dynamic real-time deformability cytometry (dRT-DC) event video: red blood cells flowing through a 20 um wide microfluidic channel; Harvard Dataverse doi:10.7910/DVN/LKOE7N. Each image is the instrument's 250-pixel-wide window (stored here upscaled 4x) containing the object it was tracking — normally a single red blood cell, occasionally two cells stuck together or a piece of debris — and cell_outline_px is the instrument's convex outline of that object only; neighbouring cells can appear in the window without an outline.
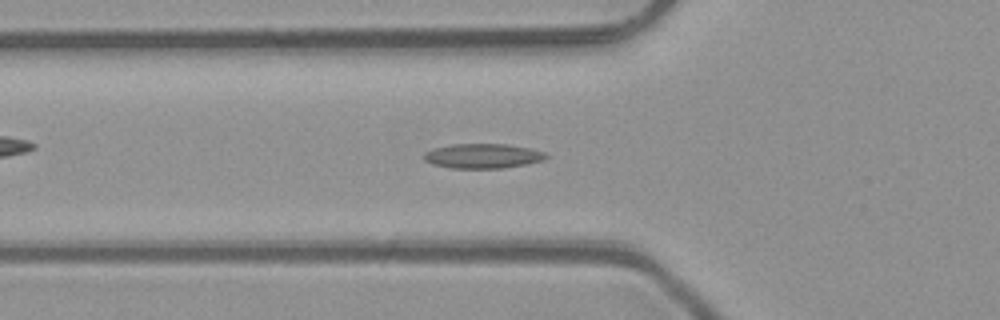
{"species": "common noctule bat (a hibernating species)", "species_latin": "Nyctalus noctula", "temperature_condition": "room temperature", "stored_images_in_passage": 50, "camera_frame_rate_fps": 3000, "um_per_image_px": 0.085, "animal": {"sex": "male", "body_mass_g": 23.1, "forearm_length_mm": 52.7}, "frame": {"image": 1, "passage_image": 17, "time_ms": 5.333, "image_size_px": [1000, 320], "cell_outline_px": [[548, 156], [544, 160], [504, 168], [448, 168], [432, 164], [424, 160], [424, 152], [432, 148], [452, 144], [508, 144], [532, 148], [544, 152]], "centroid_in_image_um": [41.01, 13.25], "position_along_channel_um": 84.8, "area_um2": 17.69}}
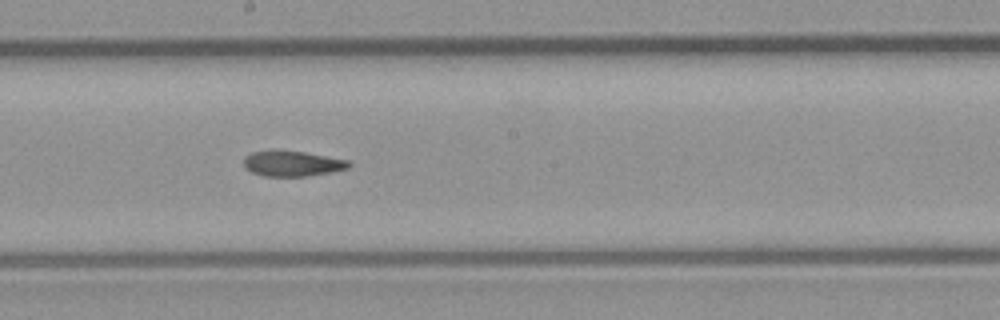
{"frame": {"image": 2, "passage_image": 27, "time_ms": 8.667, "image_size_px": [1000, 320], "cell_outline_px": [[352, 164], [348, 168], [332, 172], [308, 176], [264, 176], [252, 172], [244, 168], [244, 156], [252, 152], [304, 152], [348, 160]], "centroid_in_image_um": [24.87, 13.93], "position_along_channel_um": 223.3, "area_um2": 15.2}}
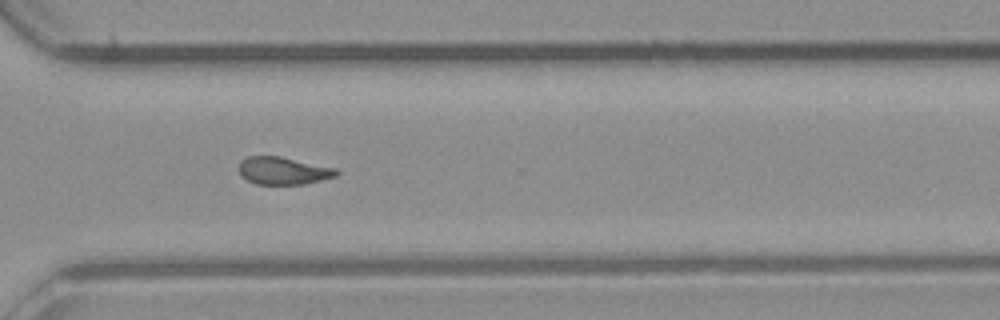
{"frame": {"image": 3, "passage_image": 36, "time_ms": 11.667, "image_size_px": [1000, 320], "cell_outline_px": [[340, 172], [336, 176], [304, 184], [256, 184], [240, 176], [240, 160], [248, 156], [280, 156], [336, 168]], "centroid_in_image_um": [24.07, 14.51], "position_along_channel_um": 346.5, "area_um2": 15.61}}